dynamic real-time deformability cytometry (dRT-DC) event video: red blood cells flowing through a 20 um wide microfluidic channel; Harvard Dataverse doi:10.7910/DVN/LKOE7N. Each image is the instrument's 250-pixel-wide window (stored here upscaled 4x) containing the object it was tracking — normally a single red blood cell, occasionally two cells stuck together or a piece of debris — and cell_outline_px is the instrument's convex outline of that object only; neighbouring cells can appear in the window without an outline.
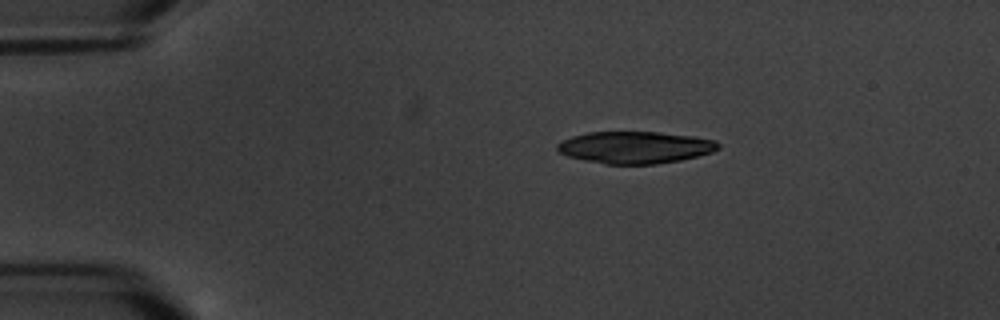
{"species": "common noctule bat (a hibernating species)", "species_latin": "Nyctalus noctula", "temperature_condition": "warm", "stored_images_in_passage": 3, "camera_frame_rate_fps": 3000, "um_per_image_px": 0.085, "animal": {"sex": "male", "body_mass_g": 20.1, "forearm_length_mm": 53.5}, "frame": {"image": 1, "passage_image": 1, "time_ms": 0.0, "image_size_px": [1000, 320], "cell_outline_px": [[720, 148], [712, 152], [680, 160], [656, 164], [604, 164], [584, 160], [568, 156], [560, 152], [556, 148], [556, 144], [560, 140], [572, 136], [588, 132], [656, 132], [692, 136], [716, 140], [720, 144]], "centroid_in_image_um": [53.96, 12.52], "position_along_channel_um": 31.0, "area_um2": 30.06}}